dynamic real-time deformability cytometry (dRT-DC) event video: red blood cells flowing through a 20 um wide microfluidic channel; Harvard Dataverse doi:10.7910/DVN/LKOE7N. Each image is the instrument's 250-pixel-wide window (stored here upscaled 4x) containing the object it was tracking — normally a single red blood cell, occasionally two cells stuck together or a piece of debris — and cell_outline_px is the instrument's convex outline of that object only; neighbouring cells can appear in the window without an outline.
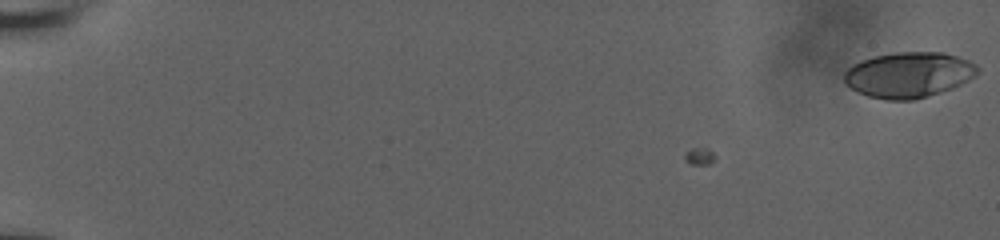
{"species": "human", "species_latin": "Homo sapiens", "temperature_condition": "room temperature", "stored_images_in_passage": 58, "camera_frame_rate_fps": 3000, "um_per_image_px": 0.085, "donor": {"sex": "male"}, "frame": {"image": 1, "passage_image": 1, "time_ms": 0.0, "image_size_px": [1000, 240], "cell_outline_px": [[980, 72], [976, 76], [952, 88], [916, 100], [884, 100], [868, 96], [856, 92], [844, 84], [844, 72], [852, 64], [860, 60], [872, 56], [896, 52], [944, 52], [968, 60], [976, 64], [980, 68]], "centroid_in_image_um": [77.22, 6.36], "position_along_channel_um": 7.8, "area_um2": 35.89}}
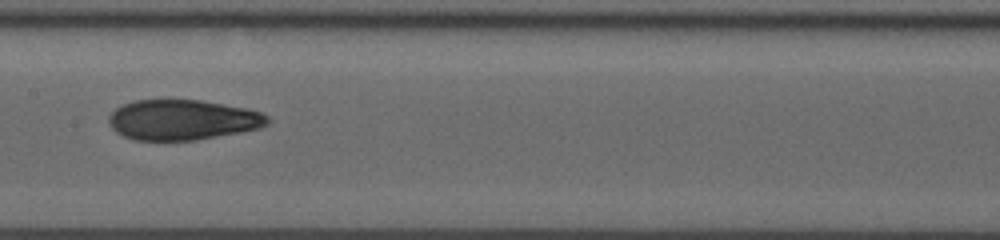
{"frame": {"image": 2, "passage_image": 33, "time_ms": 10.667, "image_size_px": [1000, 240], "cell_outline_px": [[268, 124], [260, 128], [240, 132], [196, 140], [132, 140], [116, 132], [112, 128], [108, 120], [108, 116], [116, 108], [124, 104], [136, 100], [200, 100], [248, 108], [260, 112], [268, 116]], "centroid_in_image_um": [15.51, 10.19], "position_along_channel_um": 191.9, "area_um2": 37.22}}
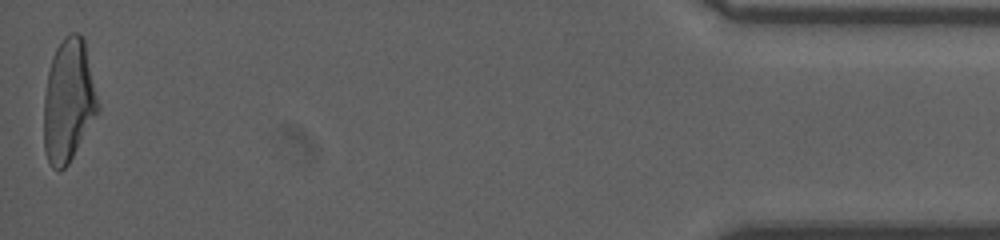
{"frame": {"image": 3, "passage_image": 58, "time_ms": 19.0, "image_size_px": [1000, 240], "cell_outline_px": [[100, 108], [68, 164], [60, 172], [52, 168], [44, 152], [44, 96], [48, 72], [52, 56], [56, 48], [64, 36], [68, 32], [80, 32], [84, 36]], "centroid_in_image_um": [5.82, 8.52], "position_along_channel_um": 429.4, "area_um2": 38.96}, "authors_computed_cell_mechanics": {"area_um2": 37.3099, "velocity_mm_per_s": 3.8292, "shape_relaxation_time_tau1_ms": null, "shape_relaxation_time_tau2_ms": 1.8309, "deformation_change_tau1": null, "deformation_change_tau2": 0.0843}}